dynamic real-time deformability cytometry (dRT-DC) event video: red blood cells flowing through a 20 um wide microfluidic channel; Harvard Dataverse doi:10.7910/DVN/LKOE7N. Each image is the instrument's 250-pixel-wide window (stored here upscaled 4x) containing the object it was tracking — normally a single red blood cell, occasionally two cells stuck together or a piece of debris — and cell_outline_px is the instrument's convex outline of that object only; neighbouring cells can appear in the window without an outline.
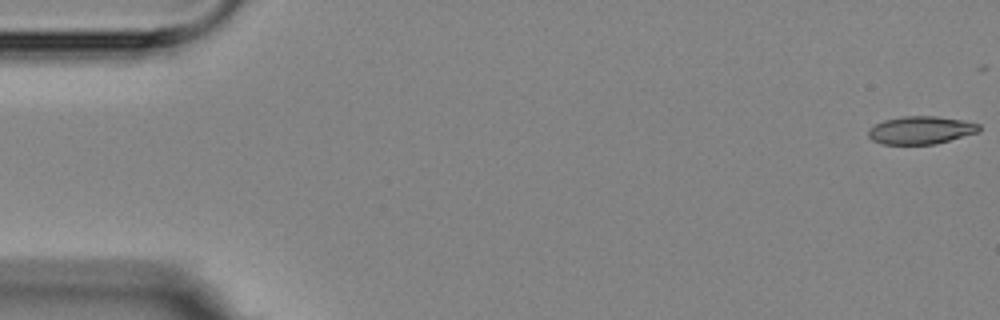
{"species": "Egyptian fruit bat (a non-hibernating species)", "species_latin": "Rousettus aegyptiacus", "temperature_condition": "room temperature", "stored_images_in_passage": 6, "camera_frame_rate_fps": 3000, "um_per_image_px": 0.085, "animal": {"sex": "female"}, "frame": {"image": 1, "passage_image": 1, "time_ms": 0.0, "image_size_px": [1000, 320], "cell_outline_px": [[980, 132], [936, 144], [880, 144], [872, 140], [868, 136], [868, 128], [884, 120], [904, 116], [936, 116], [960, 120], [980, 124]], "centroid_in_image_um": [78.26, 11.07], "position_along_channel_um": 6.7, "area_um2": 18.03}}
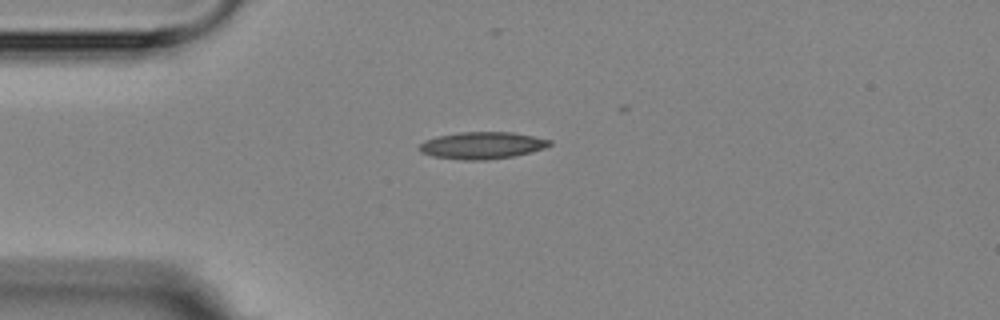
{"frame": {"image": 2, "passage_image": 4, "time_ms": 4.333, "image_size_px": [1000, 320], "cell_outline_px": [[552, 144], [544, 148], [532, 152], [512, 156], [484, 160], [464, 160], [432, 156], [420, 152], [416, 148], [424, 140], [436, 136], [460, 132], [512, 132], [552, 140]], "centroid_in_image_um": [40.94, 12.35], "position_along_channel_um": 44.1, "area_um2": 20.58}}
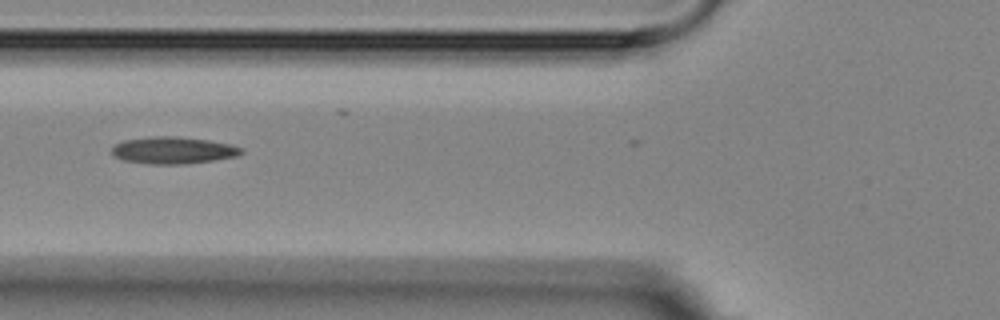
{"frame": {"image": 3, "passage_image": 6, "time_ms": 6.667, "image_size_px": [1000, 320], "cell_outline_px": [[244, 152], [236, 156], [212, 160], [184, 164], [148, 164], [124, 160], [116, 156], [112, 152], [112, 148], [116, 144], [124, 140], [156, 136], [176, 136], [208, 140], [232, 144], [244, 148]], "centroid_in_image_um": [14.76, 12.77], "position_along_channel_um": 111.0, "area_um2": 20.23}}